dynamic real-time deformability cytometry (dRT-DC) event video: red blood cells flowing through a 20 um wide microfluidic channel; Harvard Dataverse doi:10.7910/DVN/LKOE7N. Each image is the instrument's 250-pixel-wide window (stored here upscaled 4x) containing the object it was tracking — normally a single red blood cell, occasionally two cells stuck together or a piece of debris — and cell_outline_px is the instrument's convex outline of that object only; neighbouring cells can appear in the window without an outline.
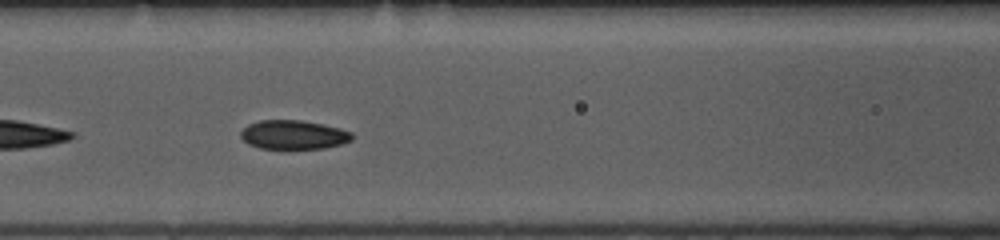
{"species": "common noctule bat (a hibernating species)", "species_latin": "Nyctalus noctula", "temperature_condition": "room temperature", "stored_images_in_passage": 13, "camera_frame_rate_fps": 3000, "um_per_image_px": 0.085, "animal": {"sex": "female", "body_mass_g": 10.0, "forearm_length_mm": 53.1}, "frame": {"image": 1, "passage_image": 8, "time_ms": 2.333, "image_size_px": [1000, 240], "cell_outline_px": [[352, 140], [340, 144], [324, 148], [260, 148], [248, 144], [240, 136], [240, 132], [248, 124], [260, 120], [300, 120], [340, 128], [352, 132]], "centroid_in_image_um": [24.93, 11.45], "position_along_channel_um": 141.7, "area_um2": 18.61}}
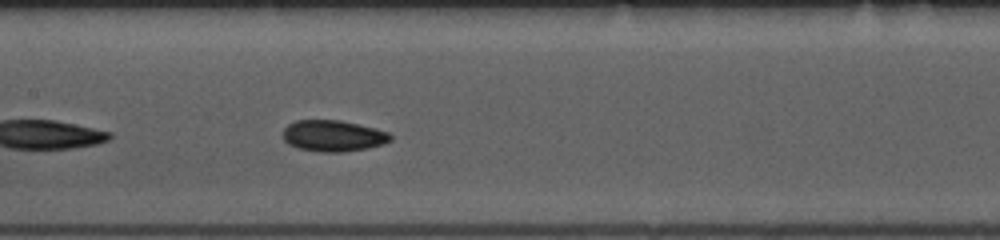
{"frame": {"image": 2, "passage_image": 11, "time_ms": 3.333, "image_size_px": [1000, 240], "cell_outline_px": [[392, 140], [368, 148], [344, 152], [320, 152], [296, 148], [288, 144], [284, 140], [284, 128], [288, 124], [296, 120], [340, 120], [376, 128], [388, 132], [392, 136]], "centroid_in_image_um": [28.31, 11.55], "position_along_channel_um": 179.1, "area_um2": 19.65}}